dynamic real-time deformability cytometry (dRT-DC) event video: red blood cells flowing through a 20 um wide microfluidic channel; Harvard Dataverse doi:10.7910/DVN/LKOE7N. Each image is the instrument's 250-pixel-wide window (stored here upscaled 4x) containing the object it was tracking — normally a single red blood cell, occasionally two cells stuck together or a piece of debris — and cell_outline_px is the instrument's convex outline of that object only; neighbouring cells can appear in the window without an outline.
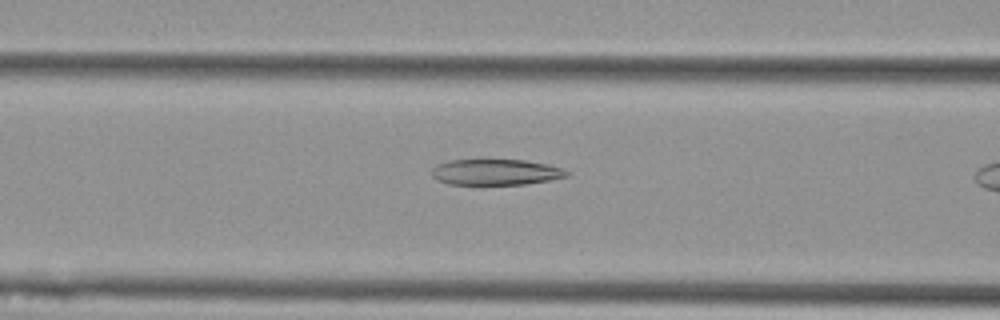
{"species": "Egyptian fruit bat (a non-hibernating species)", "species_latin": "Rousettus aegyptiacus", "temperature_condition": "cold", "stored_images_in_passage": 17, "camera_frame_rate_fps": 3000, "um_per_image_px": 0.085, "animal": {"sex": "female"}, "frame": {"image": 1, "passage_image": 15, "time_ms": 4.667, "image_size_px": [1000, 320], "cell_outline_px": [[572, 172], [568, 176], [548, 180], [524, 184], [448, 184], [436, 180], [432, 176], [432, 168], [436, 164], [448, 160], [524, 160], [548, 164]], "centroid_in_image_um": [42.11, 14.62], "position_along_channel_um": 124.5, "area_um2": 20.35}}